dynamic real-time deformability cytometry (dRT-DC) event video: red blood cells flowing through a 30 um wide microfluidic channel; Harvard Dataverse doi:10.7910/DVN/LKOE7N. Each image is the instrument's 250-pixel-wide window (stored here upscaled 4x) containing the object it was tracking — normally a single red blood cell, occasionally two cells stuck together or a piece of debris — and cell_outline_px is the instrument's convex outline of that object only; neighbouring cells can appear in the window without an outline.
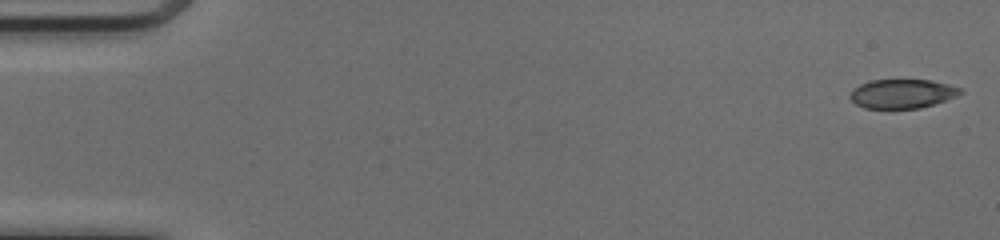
{"species": "common noctule bat (a hibernating species)", "species_latin": "Nyctalus noctula", "temperature_condition": "cold", "stored_images_in_passage": 50, "camera_frame_rate_fps": 3000, "um_per_image_px": 0.085, "animal": {"sex": "female", "body_mass_g": 17.0, "forearm_length_mm": 48.0}, "frame": {"image": 1, "passage_image": 1, "time_ms": 0.0, "image_size_px": [1000, 240], "cell_outline_px": [[964, 92], [956, 96], [920, 108], [864, 108], [856, 104], [848, 96], [852, 88], [860, 84], [872, 80], [932, 80], [964, 88]], "centroid_in_image_um": [76.68, 7.95], "position_along_channel_um": 8.3, "area_um2": 18.73}}
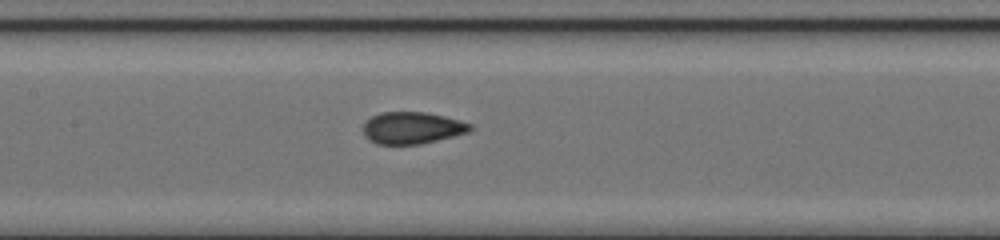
{"frame": {"image": 2, "passage_image": 24, "time_ms": 7.667, "image_size_px": [1000, 240], "cell_outline_px": [[472, 128], [468, 132], [420, 144], [376, 144], [368, 140], [364, 136], [364, 120], [380, 112], [428, 112], [460, 120], [472, 124]], "centroid_in_image_um": [34.99, 10.86], "position_along_channel_um": 172.4, "area_um2": 19.94}}
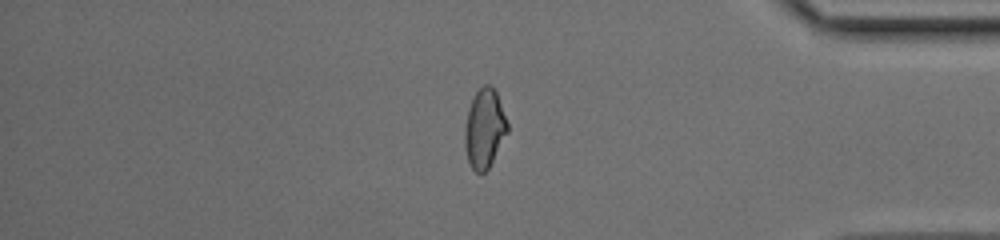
{"frame": {"image": 3, "passage_image": 42, "time_ms": 13.667, "image_size_px": [1000, 240], "cell_outline_px": [[508, 132], [488, 168], [484, 172], [476, 172], [472, 168], [468, 160], [464, 144], [464, 128], [468, 108], [476, 92], [484, 84], [492, 84], [496, 92], [508, 124]], "centroid_in_image_um": [41.17, 10.9], "position_along_channel_um": 394.0, "area_um2": 19.54}, "authors_computed_cell_mechanics": {"area_um2": 20.1144, "velocity_mm_per_s": 4.1473, "shape_relaxation_time_tau1_ms": null, "shape_relaxation_time_tau2_ms": 1.072, "deformation_change_tau1": null, "deformation_change_tau2": 0.0628}}